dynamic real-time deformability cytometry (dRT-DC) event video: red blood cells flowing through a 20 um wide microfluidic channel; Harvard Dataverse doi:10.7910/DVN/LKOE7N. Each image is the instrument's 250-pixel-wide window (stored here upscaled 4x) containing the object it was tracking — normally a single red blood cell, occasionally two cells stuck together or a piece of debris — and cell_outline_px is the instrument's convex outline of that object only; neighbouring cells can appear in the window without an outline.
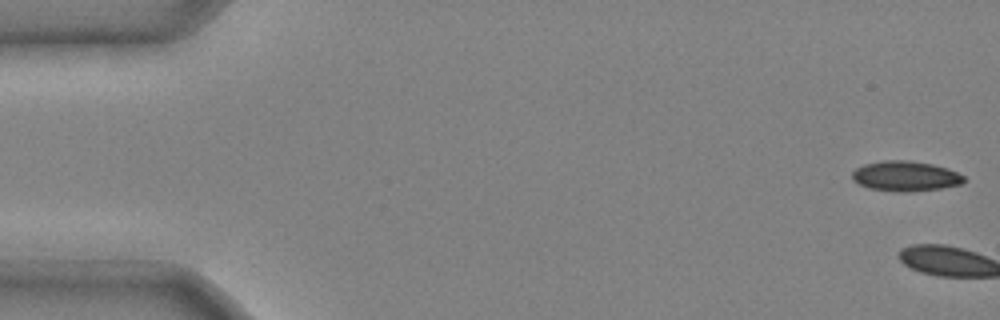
{"species": "common noctule bat (a hibernating species)", "species_latin": "Nyctalus noctula", "temperature_condition": "cold", "stored_images_in_passage": 4, "camera_frame_rate_fps": 3000, "um_per_image_px": 0.085, "animal": {"sex": "male", "body_mass_g": 20.4}, "frame": {"image": 1, "passage_image": 1, "time_ms": 0.0, "image_size_px": [1000, 320], "cell_outline_px": [[964, 180], [960, 184], [940, 188], [912, 192], [896, 192], [868, 188], [852, 180], [852, 172], [856, 168], [864, 164], [884, 160], [908, 160], [932, 164], [948, 168], [964, 176]], "centroid_in_image_um": [76.93, 14.97], "position_along_channel_um": 8.1, "area_um2": 19.65}}